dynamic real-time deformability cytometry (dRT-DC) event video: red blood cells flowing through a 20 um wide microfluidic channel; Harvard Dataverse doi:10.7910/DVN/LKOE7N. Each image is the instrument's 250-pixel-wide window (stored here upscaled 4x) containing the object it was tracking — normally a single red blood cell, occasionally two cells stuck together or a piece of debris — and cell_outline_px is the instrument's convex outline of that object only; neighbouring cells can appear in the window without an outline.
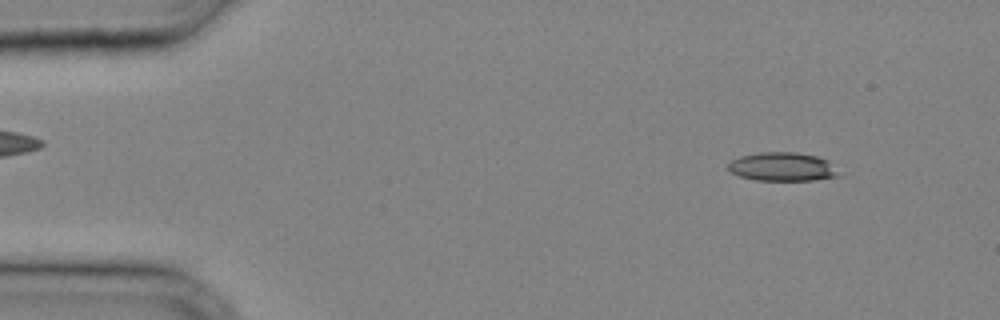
{"species": "common noctule bat (a hibernating species)", "species_latin": "Nyctalus noctula", "temperature_condition": "cold", "stored_images_in_passage": 33, "camera_frame_rate_fps": 3000, "um_per_image_px": 0.085, "animal": {"sex": "male", "body_mass_g": 20.4}, "frame": {"image": 1, "passage_image": 3, "time_ms": 0.667, "image_size_px": [1000, 320], "cell_outline_px": [[840, 176], [816, 180], [756, 180], [740, 176], [732, 172], [728, 168], [728, 164], [732, 160], [740, 156], [760, 152], [796, 152], [816, 156], [828, 160]], "centroid_in_image_um": [66.5, 14.17], "position_along_channel_um": 18.5, "area_um2": 18.32}}
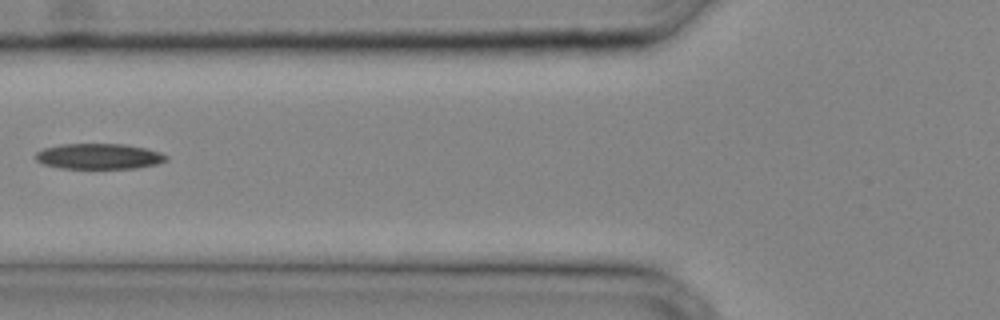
{"frame": {"image": 2, "passage_image": 13, "time_ms": 4.0, "image_size_px": [1000, 320], "cell_outline_px": [[168, 160], [156, 164], [136, 168], [60, 168], [44, 164], [36, 160], [36, 152], [44, 148], [60, 144], [124, 144], [144, 148], [160, 152], [168, 156]], "centroid_in_image_um": [8.41, 13.28], "position_along_channel_um": 117.4, "area_um2": 19.36}}
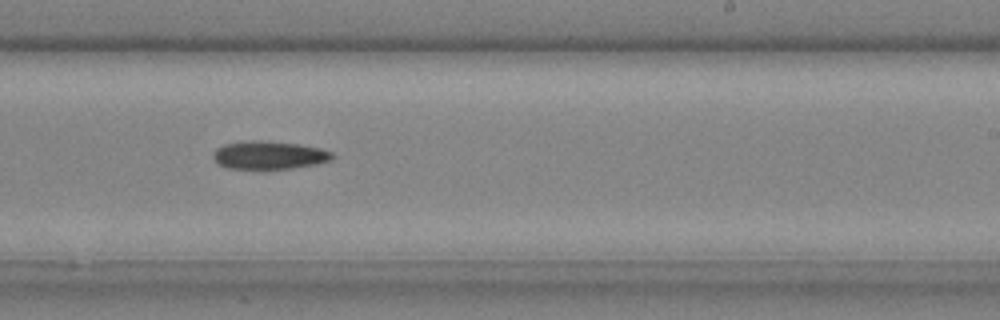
{"frame": {"image": 3, "passage_image": 21, "time_ms": 6.667, "image_size_px": [1000, 320], "cell_outline_px": [[336, 156], [332, 160], [316, 164], [292, 168], [260, 172], [228, 168], [220, 164], [212, 156], [212, 152], [216, 148], [224, 144], [248, 140], [260, 140], [296, 144], [320, 148], [332, 152]], "centroid_in_image_um": [22.85, 13.23], "position_along_channel_um": 266.2, "area_um2": 20.29}}